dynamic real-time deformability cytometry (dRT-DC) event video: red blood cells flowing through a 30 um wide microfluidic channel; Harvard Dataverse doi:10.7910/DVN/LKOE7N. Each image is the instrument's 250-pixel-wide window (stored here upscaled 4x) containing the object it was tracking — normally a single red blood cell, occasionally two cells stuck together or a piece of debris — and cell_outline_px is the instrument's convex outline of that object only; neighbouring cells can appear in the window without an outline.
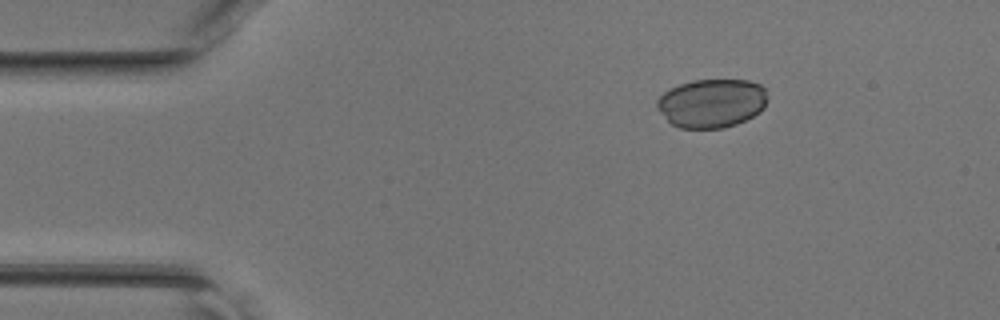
{"species": "common noctule bat (a hibernating species)", "species_latin": "Nyctalus noctula", "temperature_condition": "room temperature", "stored_images_in_passage": 40, "camera_frame_rate_fps": 3000, "um_per_image_px": 0.085, "animal": {"sex": "female", "body_mass_g": 17.0, "forearm_length_mm": 48.0}, "frame": {"image": 1, "passage_image": 1, "time_ms": 0.0, "image_size_px": [1000, 320], "cell_outline_px": [[768, 96], [764, 108], [760, 112], [736, 124], [724, 128], [680, 128], [672, 124], [656, 108], [656, 100], [664, 92], [680, 84], [692, 80], [748, 80], [760, 84], [764, 88]], "centroid_in_image_um": [60.5, 8.77], "position_along_channel_um": 24.5, "area_um2": 31.44}}